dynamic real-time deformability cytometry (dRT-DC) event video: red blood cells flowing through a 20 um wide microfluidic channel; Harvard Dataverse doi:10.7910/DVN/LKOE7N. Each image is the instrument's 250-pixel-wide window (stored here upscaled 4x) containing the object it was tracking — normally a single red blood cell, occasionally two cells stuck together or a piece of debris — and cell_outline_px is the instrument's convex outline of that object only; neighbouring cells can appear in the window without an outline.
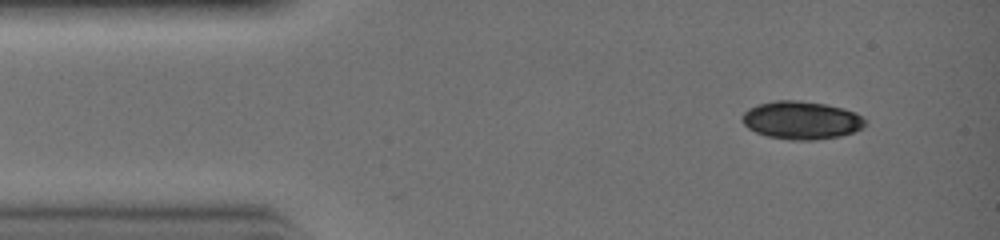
{"species": "common noctule bat (a hibernating species)", "species_latin": "Nyctalus noctula", "temperature_condition": "warm", "stored_images_in_passage": 29, "camera_frame_rate_fps": 3000, "um_per_image_px": 0.085, "animal": {"sex": "female", "body_mass_g": 19.0, "forearm_length_mm": 51.5}, "frame": {"image": 1, "passage_image": 1, "time_ms": 0.0, "image_size_px": [1000, 240], "cell_outline_px": [[864, 124], [860, 128], [852, 132], [840, 136], [812, 140], [788, 140], [768, 136], [756, 132], [748, 128], [740, 120], [744, 112], [748, 108], [760, 104], [776, 100], [796, 100], [824, 104], [856, 112], [864, 120]], "centroid_in_image_um": [68.06, 10.22], "position_along_channel_um": 16.9, "area_um2": 26.93}}